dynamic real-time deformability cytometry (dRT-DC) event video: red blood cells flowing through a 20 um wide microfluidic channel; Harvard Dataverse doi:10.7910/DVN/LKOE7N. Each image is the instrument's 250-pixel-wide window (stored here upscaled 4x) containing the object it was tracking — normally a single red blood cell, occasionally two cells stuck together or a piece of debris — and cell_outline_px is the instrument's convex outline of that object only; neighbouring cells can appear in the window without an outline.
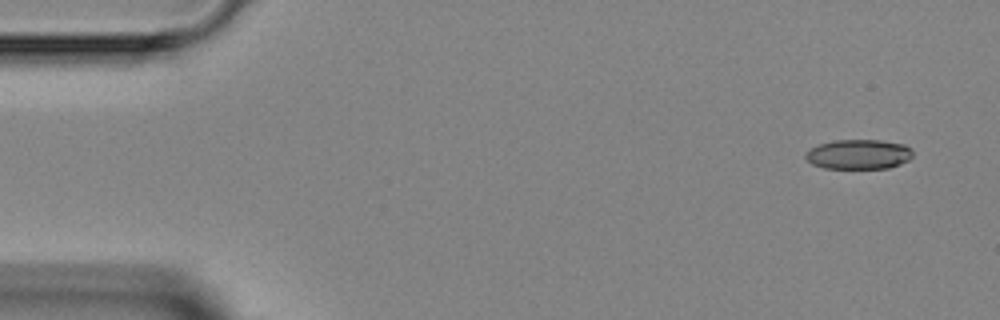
{"species": "Egyptian fruit bat (a non-hibernating species)", "species_latin": "Rousettus aegyptiacus", "temperature_condition": "room temperature", "stored_images_in_passage": 3, "camera_frame_rate_fps": 3000, "um_per_image_px": 0.085, "animal": {"sex": "female"}, "frame": {"image": 1, "passage_image": 1, "time_ms": 0.0, "image_size_px": [1000, 320], "cell_outline_px": [[912, 156], [908, 160], [900, 164], [888, 168], [824, 168], [812, 164], [804, 156], [804, 152], [820, 144], [832, 140], [880, 140], [904, 144], [912, 148]], "centroid_in_image_um": [72.98, 13.11], "position_along_channel_um": 12.0, "area_um2": 18.61}}
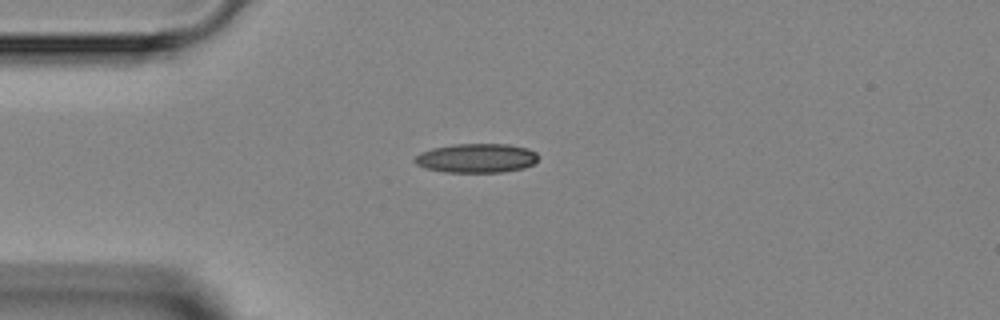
{"frame": {"image": 2, "passage_image": 3, "time_ms": 3.0, "image_size_px": [1000, 320], "cell_outline_px": [[540, 156], [532, 164], [524, 168], [504, 172], [444, 172], [424, 168], [416, 164], [412, 160], [420, 152], [432, 148], [452, 144], [508, 144], [528, 148], [536, 152]], "centroid_in_image_um": [40.49, 13.44], "position_along_channel_um": 44.5, "area_um2": 21.21}}